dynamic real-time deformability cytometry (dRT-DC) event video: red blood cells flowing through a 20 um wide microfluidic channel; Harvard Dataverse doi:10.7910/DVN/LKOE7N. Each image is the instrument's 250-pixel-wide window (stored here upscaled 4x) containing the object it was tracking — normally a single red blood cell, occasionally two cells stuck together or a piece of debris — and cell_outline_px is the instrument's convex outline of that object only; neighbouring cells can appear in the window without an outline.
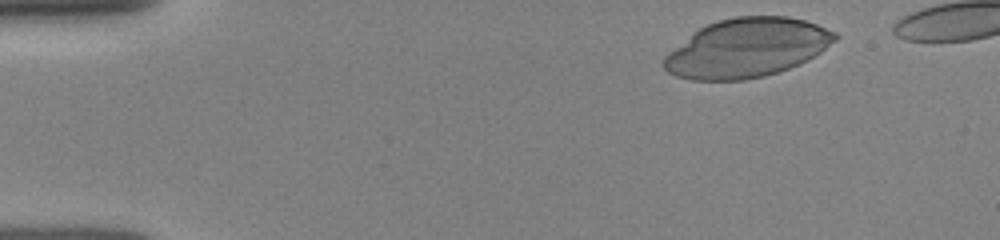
{"species": "human", "species_latin": "Homo sapiens", "temperature_condition": "room temperature", "stored_images_in_passage": 40, "camera_frame_rate_fps": 3000, "um_per_image_px": 0.085, "donor": {"sex": "female"}, "frame": {"image": 1, "passage_image": 2, "time_ms": 0.333, "image_size_px": [1000, 240], "cell_outline_px": [[840, 36], [836, 40], [820, 52], [788, 68], [764, 76], [744, 80], [692, 80], [676, 76], [668, 72], [664, 68], [664, 56], [668, 52], [692, 32], [716, 20], [736, 16], [788, 16], [804, 20], [816, 24], [836, 32]], "centroid_in_image_um": [63.46, 4.06], "position_along_channel_um": 21.5, "area_um2": 58.44}}